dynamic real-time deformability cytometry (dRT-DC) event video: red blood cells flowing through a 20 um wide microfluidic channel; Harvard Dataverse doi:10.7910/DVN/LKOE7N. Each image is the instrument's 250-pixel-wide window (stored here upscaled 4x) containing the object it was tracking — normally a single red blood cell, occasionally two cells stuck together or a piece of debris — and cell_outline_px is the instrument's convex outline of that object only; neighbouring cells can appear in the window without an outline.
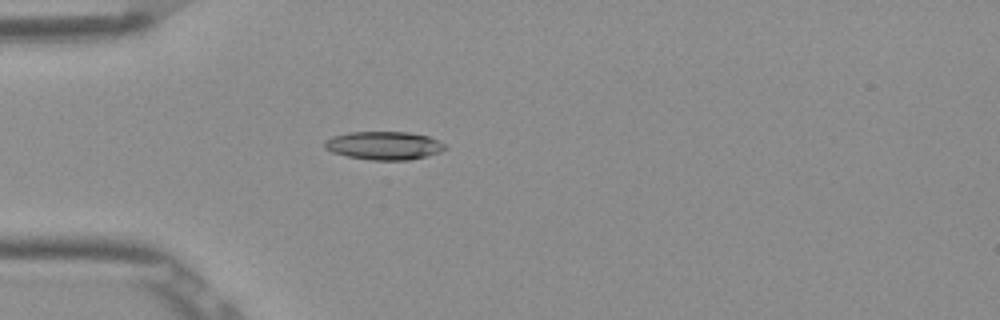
{"species": "Egyptian fruit bat (a non-hibernating species)", "species_latin": "Rousettus aegyptiacus", "temperature_condition": "room temperature", "stored_images_in_passage": 5, "camera_frame_rate_fps": 3000, "um_per_image_px": 0.085, "frame": {"image": 1, "passage_image": 5, "time_ms": 1.333, "image_size_px": [1000, 320], "cell_outline_px": [[448, 148], [440, 152], [408, 160], [372, 160], [348, 156], [332, 152], [324, 148], [324, 140], [332, 136], [348, 132], [408, 132], [428, 136], [444, 144]], "centroid_in_image_um": [32.61, 12.36], "position_along_channel_um": 52.4, "area_um2": 19.77}}